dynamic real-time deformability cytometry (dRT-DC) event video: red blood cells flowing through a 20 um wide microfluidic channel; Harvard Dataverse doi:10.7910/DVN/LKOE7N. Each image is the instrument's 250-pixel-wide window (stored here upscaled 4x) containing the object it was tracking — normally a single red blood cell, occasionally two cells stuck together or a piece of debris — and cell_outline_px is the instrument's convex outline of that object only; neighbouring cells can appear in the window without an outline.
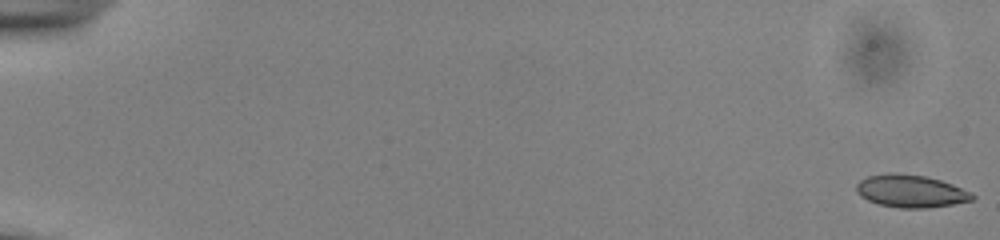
{"species": "common noctule bat (a hibernating species)", "species_latin": "Nyctalus noctula", "temperature_condition": "cold", "stored_images_in_passage": 53, "camera_frame_rate_fps": 3000, "um_per_image_px": 0.085, "animal": {"sex": "male", "body_mass_g": 13.0, "forearm_length_mm": 53.1}, "frame": {"image": 1, "passage_image": 1, "time_ms": 0.0, "image_size_px": [1000, 240], "cell_outline_px": [[976, 196], [972, 200], [952, 204], [928, 208], [900, 208], [880, 204], [868, 200], [860, 196], [856, 192], [856, 184], [860, 180], [868, 176], [888, 172], [896, 172], [924, 176], [940, 180], [952, 184], [972, 192]], "centroid_in_image_um": [77.4, 16.24], "position_along_channel_um": 7.6, "area_um2": 22.08}}
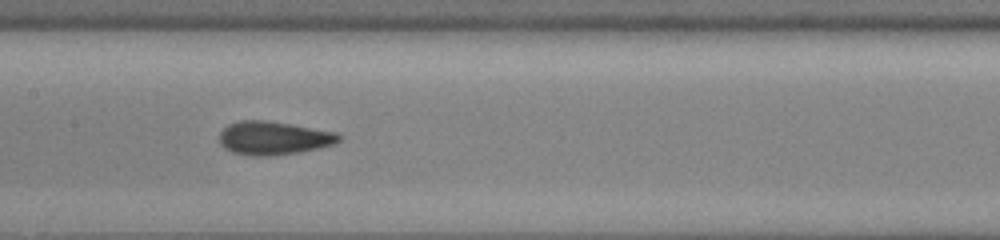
{"frame": {"image": 2, "passage_image": 29, "time_ms": 9.333, "image_size_px": [1000, 240], "cell_outline_px": [[344, 136], [340, 140], [332, 144], [320, 148], [300, 152], [268, 156], [252, 156], [232, 152], [224, 148], [220, 144], [220, 132], [228, 124], [240, 120], [264, 120], [336, 132]], "centroid_in_image_um": [23.24, 11.74], "position_along_channel_um": 184.2, "area_um2": 23.24}}
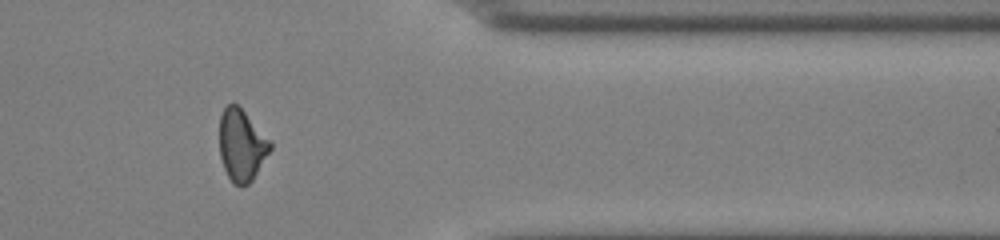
{"frame": {"image": 3, "passage_image": 46, "time_ms": 15.0, "image_size_px": [1000, 240], "cell_outline_px": [[272, 148], [252, 180], [248, 184], [232, 184], [224, 168], [220, 156], [220, 116], [224, 108], [232, 100], [272, 140]], "centroid_in_image_um": [20.55, 12.32], "position_along_channel_um": 390.9, "area_um2": 21.15}}